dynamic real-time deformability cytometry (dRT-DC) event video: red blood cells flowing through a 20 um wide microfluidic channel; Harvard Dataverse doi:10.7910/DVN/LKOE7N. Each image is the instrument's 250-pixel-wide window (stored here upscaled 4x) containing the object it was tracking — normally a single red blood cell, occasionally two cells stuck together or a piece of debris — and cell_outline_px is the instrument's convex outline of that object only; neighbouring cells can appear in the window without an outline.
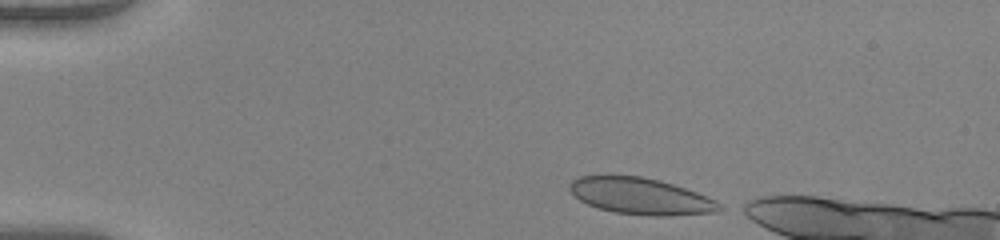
{"species": "human", "species_latin": "Homo sapiens", "temperature_condition": "warm", "stored_images_in_passage": 37, "camera_frame_rate_fps": 3000, "um_per_image_px": 0.085, "donor": {"sex": "female"}, "frame": {"image": 1, "passage_image": 1, "time_ms": 0.0, "image_size_px": [1000, 240], "cell_outline_px": [[724, 208], [716, 212], [668, 216], [652, 216], [616, 212], [596, 208], [580, 200], [568, 188], [568, 184], [572, 180], [580, 176], [640, 176], [660, 180], [708, 196], [716, 200]], "centroid_in_image_um": [54.47, 16.68], "position_along_channel_um": 30.5, "area_um2": 31.73}}
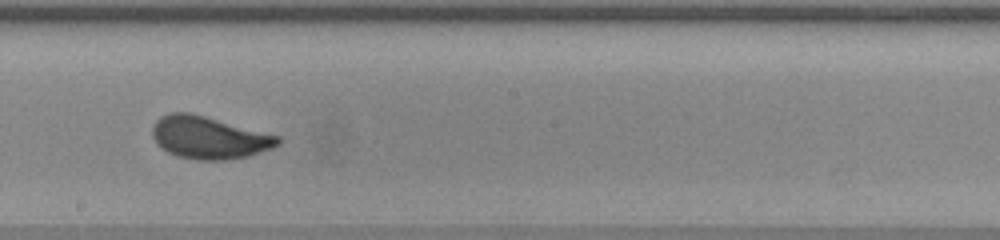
{"frame": {"image": 2, "passage_image": 21, "time_ms": 6.667, "image_size_px": [1000, 240], "cell_outline_px": [[280, 144], [272, 148], [248, 156], [224, 160], [200, 160], [176, 156], [160, 148], [156, 144], [152, 136], [152, 128], [156, 120], [160, 116], [168, 112], [188, 112], [204, 116], [280, 136]], "centroid_in_image_um": [17.72, 11.7], "position_along_channel_um": 230.5, "area_um2": 31.04}}
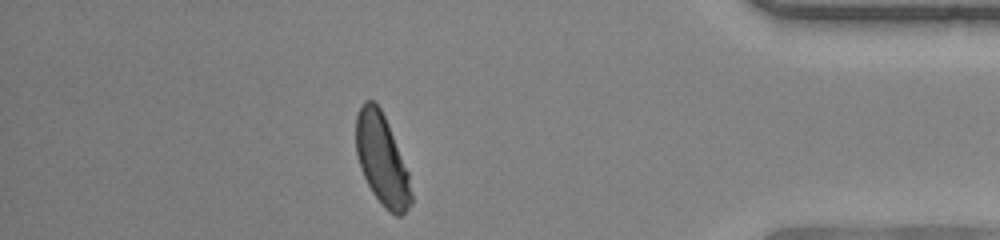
{"frame": {"image": 3, "passage_image": 36, "time_ms": 11.667, "image_size_px": [1000, 240], "cell_outline_px": [[412, 204], [400, 216], [396, 216], [384, 208], [372, 192], [360, 168], [356, 152], [356, 116], [364, 100], [372, 100], [380, 108], [388, 124], [408, 172], [412, 196]], "centroid_in_image_um": [32.45, 13.59], "position_along_channel_um": 402.7, "area_um2": 28.96}}